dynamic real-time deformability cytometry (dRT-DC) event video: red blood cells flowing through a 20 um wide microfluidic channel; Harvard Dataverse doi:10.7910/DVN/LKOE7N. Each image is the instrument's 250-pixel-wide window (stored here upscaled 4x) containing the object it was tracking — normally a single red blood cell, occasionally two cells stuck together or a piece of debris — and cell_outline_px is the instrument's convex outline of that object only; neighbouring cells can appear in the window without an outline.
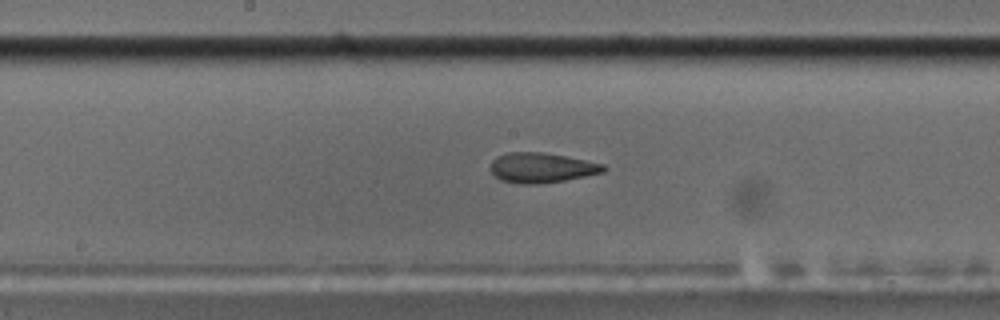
{"species": "common noctule bat (a hibernating species)", "species_latin": "Nyctalus noctula", "temperature_condition": "cold", "stored_images_in_passage": 50, "camera_frame_rate_fps": 3000, "um_per_image_px": 0.085, "animal": {"sex": "male", "body_mass_g": 17.5, "forearm_length_mm": 52.3}, "frame": {"image": 1, "passage_image": 29, "time_ms": 9.333, "image_size_px": [1000, 320], "cell_outline_px": [[608, 168], [604, 172], [564, 180], [540, 184], [520, 184], [500, 180], [488, 168], [492, 160], [496, 156], [508, 152], [540, 152], [564, 156], [604, 164]], "centroid_in_image_um": [45.99, 14.26], "position_along_channel_um": 202.2, "area_um2": 19.77}}
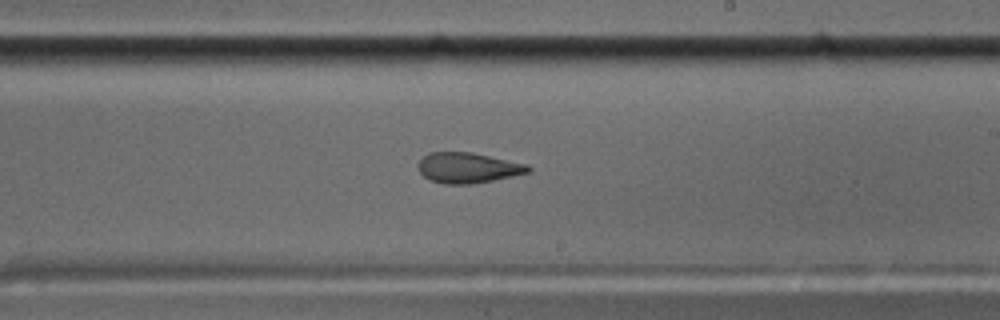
{"frame": {"image": 2, "passage_image": 33, "time_ms": 10.667, "image_size_px": [1000, 320], "cell_outline_px": [[532, 172], [492, 180], [468, 184], [444, 184], [432, 180], [424, 176], [420, 172], [416, 164], [428, 152], [472, 152], [528, 164], [532, 168]], "centroid_in_image_um": [39.79, 14.25], "position_along_channel_um": 249.2, "area_um2": 19.54}}
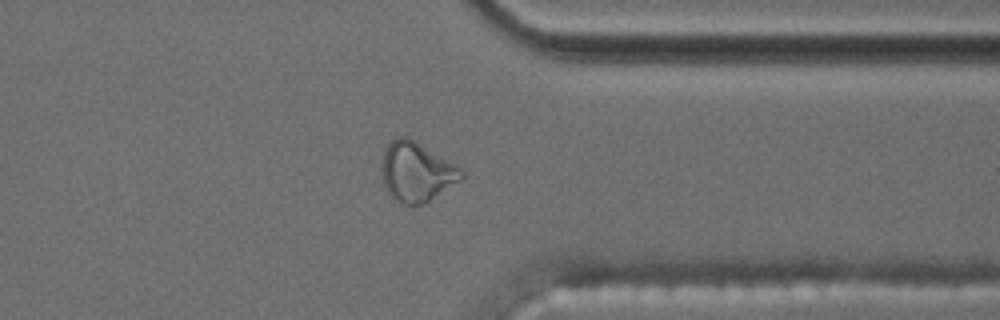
{"frame": {"image": 3, "passage_image": 44, "time_ms": 14.333, "image_size_px": [1000, 320], "cell_outline_px": [[464, 176], [460, 180], [424, 204], [404, 204], [396, 200], [388, 192], [384, 184], [380, 172], [380, 164], [388, 140], [396, 136], [408, 136], [456, 164], [464, 172]], "centroid_in_image_um": [35.36, 14.56], "position_along_channel_um": 376.0, "area_um2": 27.86}, "authors_computed_cell_mechanics": {"area_um2": 19.5653, "velocity_mm_per_s": 3.5466, "shape_relaxation_time_tau1_ms": null, "shape_relaxation_time_tau2_ms": 2.192, "deformation_change_tau1": null, "deformation_change_tau2": 0.1067}}